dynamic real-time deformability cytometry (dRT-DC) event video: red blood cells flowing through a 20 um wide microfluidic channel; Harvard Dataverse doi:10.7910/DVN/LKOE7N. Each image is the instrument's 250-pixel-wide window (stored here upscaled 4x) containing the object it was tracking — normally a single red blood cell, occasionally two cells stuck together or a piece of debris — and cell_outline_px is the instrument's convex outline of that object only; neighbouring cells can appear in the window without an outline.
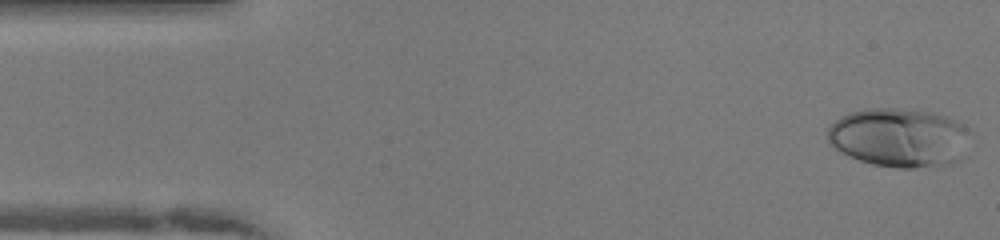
{"species": "human", "species_latin": "Homo sapiens", "temperature_condition": "warm", "stored_images_in_passage": 48, "camera_frame_rate_fps": 3000, "um_per_image_px": 0.085, "donor": {"sex": "female"}, "frame": {"image": 1, "passage_image": 1, "time_ms": 0.0, "image_size_px": [1000, 240], "cell_outline_px": [[972, 132], [960, 160], [952, 164], [940, 168], [896, 168], [872, 164], [848, 156], [840, 152], [828, 144], [828, 128], [840, 116], [848, 112], [864, 108], [900, 108], [932, 112], [948, 116], [964, 124]], "centroid_in_image_um": [76.47, 11.7], "position_along_channel_um": 8.5, "area_um2": 50.23}}
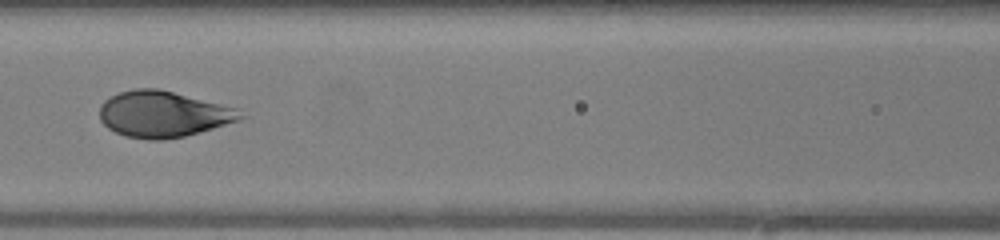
{"frame": {"image": 2, "passage_image": 20, "time_ms": 6.333, "image_size_px": [1000, 240], "cell_outline_px": [[244, 116], [240, 120], [184, 136], [164, 140], [148, 140], [124, 136], [108, 128], [100, 120], [100, 104], [104, 100], [120, 92], [136, 88], [156, 88], [236, 108]], "centroid_in_image_um": [13.81, 9.71], "position_along_channel_um": 152.8, "area_um2": 37.4}}
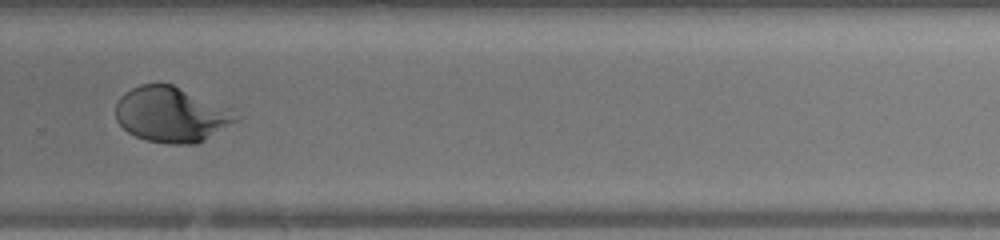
{"frame": {"image": 3, "passage_image": 32, "time_ms": 10.333, "image_size_px": [1000, 240], "cell_outline_px": [[244, 116], [240, 120], [204, 140], [196, 144], [168, 144], [148, 140], [136, 136], [128, 132], [116, 120], [116, 104], [120, 96], [124, 92], [140, 84], [172, 84], [232, 108]], "centroid_in_image_um": [14.63, 9.73], "position_along_channel_um": 315.2, "area_um2": 39.19}, "authors_computed_cell_mechanics": {"area_um2": 38.7838, "velocity_mm_per_s": 4.0812, "shape_relaxation_time_tau1_ms": 4.0287, "shape_relaxation_time_tau2_ms": null, "deformation_change_tau1": 0.2339, "deformation_change_tau2": null}}